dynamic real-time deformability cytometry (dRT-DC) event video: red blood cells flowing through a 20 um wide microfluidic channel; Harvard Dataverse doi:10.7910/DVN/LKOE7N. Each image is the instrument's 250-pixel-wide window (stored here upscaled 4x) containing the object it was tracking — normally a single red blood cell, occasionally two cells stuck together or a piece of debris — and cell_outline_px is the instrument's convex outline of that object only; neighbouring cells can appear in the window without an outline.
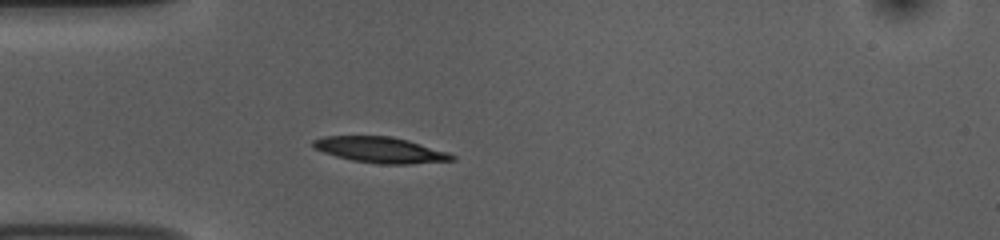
{"species": "common noctule bat (a hibernating species)", "species_latin": "Nyctalus noctula", "temperature_condition": "room temperature", "stored_images_in_passage": 40, "camera_frame_rate_fps": 3000, "um_per_image_px": 0.085, "animal": {"sex": "female", "body_mass_g": 10.0, "forearm_length_mm": 53.1}, "frame": {"image": 1, "passage_image": 1, "time_ms": 0.0, "image_size_px": [1000, 240], "cell_outline_px": [[456, 160], [408, 164], [380, 164], [352, 160], [336, 156], [324, 152], [316, 148], [312, 144], [312, 140], [324, 136], [392, 136], [408, 140], [448, 152], [456, 156]], "centroid_in_image_um": [32.36, 12.74], "position_along_channel_um": 52.6, "area_um2": 20.81}}
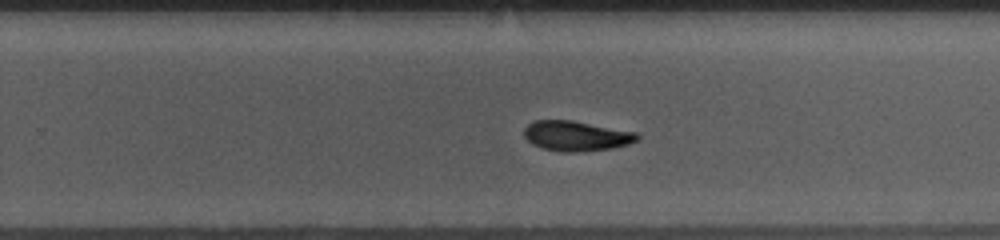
{"frame": {"image": 2, "passage_image": 20, "time_ms": 6.333, "image_size_px": [1000, 240], "cell_outline_px": [[640, 136], [636, 140], [628, 144], [612, 148], [576, 152], [564, 152], [544, 148], [532, 144], [524, 136], [524, 128], [528, 124], [536, 120], [572, 120], [636, 132]], "centroid_in_image_um": [48.97, 11.55], "position_along_channel_um": 280.8, "area_um2": 19.65}}
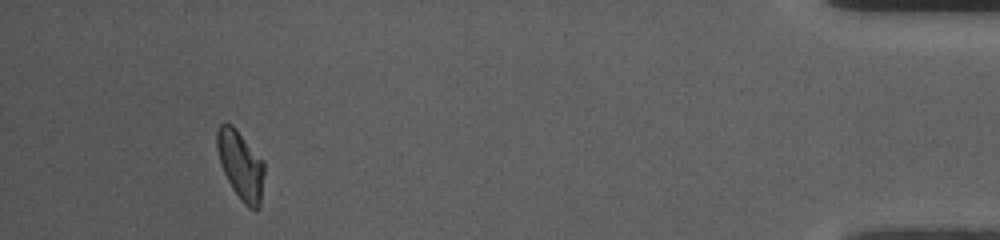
{"frame": {"image": 3, "passage_image": 36, "time_ms": 11.667, "image_size_px": [1000, 240], "cell_outline_px": [[264, 172], [260, 208], [256, 212], [248, 208], [240, 200], [232, 188], [220, 164], [216, 148], [216, 132], [220, 124], [232, 124], [236, 128], [264, 160]], "centroid_in_image_um": [20.47, 14.06], "position_along_channel_um": 414.7, "area_um2": 19.25}, "authors_computed_cell_mechanics": {"area_um2": 20.0855, "velocity_mm_per_s": 3.7234, "shape_relaxation_time_tau1_ms": 4.3439, "shape_relaxation_time_tau2_ms": 6.2971, "deformation_change_tau1": 0.1196, "deformation_change_tau2": 0.1112}}